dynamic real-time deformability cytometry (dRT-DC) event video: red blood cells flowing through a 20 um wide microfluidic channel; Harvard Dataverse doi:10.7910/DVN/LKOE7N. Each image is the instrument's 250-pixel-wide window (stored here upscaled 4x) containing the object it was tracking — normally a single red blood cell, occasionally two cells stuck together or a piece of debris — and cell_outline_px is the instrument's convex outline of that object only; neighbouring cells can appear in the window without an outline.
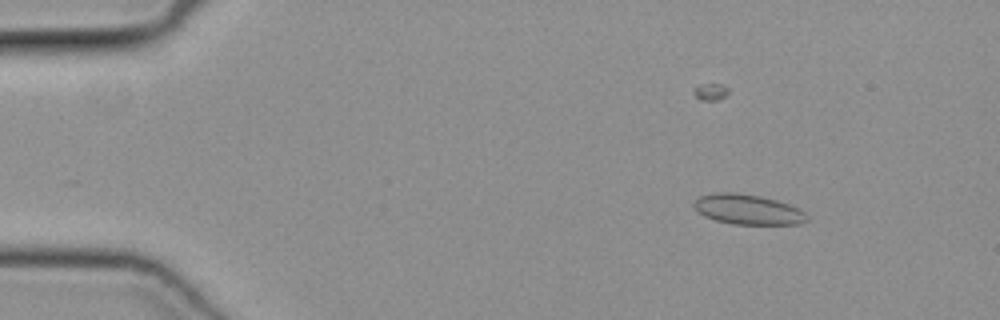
{"species": "common noctule bat (a hibernating species)", "species_latin": "Nyctalus noctula", "temperature_condition": "cold", "stored_images_in_passage": 32, "camera_frame_rate_fps": 3000, "um_per_image_px": 0.085, "animal": {"sex": "female", "body_mass_g": 19.3, "forearm_length_mm": 54.1}, "frame": {"image": 1, "passage_image": 2, "time_ms": 0.333, "image_size_px": [1000, 320], "cell_outline_px": [[808, 220], [800, 224], [732, 224], [716, 220], [704, 216], [692, 208], [692, 204], [700, 196], [716, 192], [736, 192], [760, 196], [776, 200], [800, 208], [808, 216]], "centroid_in_image_um": [63.55, 17.8], "position_along_channel_um": 21.4, "area_um2": 19.94}}
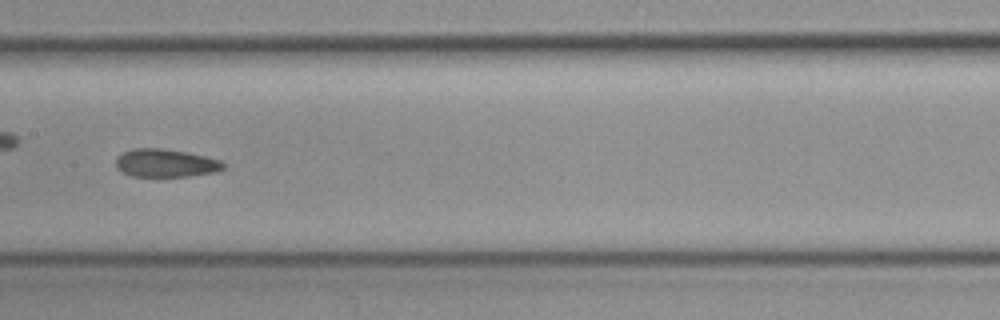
{"frame": {"image": 2, "passage_image": 21, "time_ms": 6.667, "image_size_px": [1000, 320], "cell_outline_px": [[224, 168], [216, 172], [188, 176], [132, 176], [116, 168], [116, 156], [132, 148], [160, 148], [188, 152], [220, 160], [224, 164]], "centroid_in_image_um": [14.06, 13.85], "position_along_channel_um": 193.3, "area_um2": 17.51}}
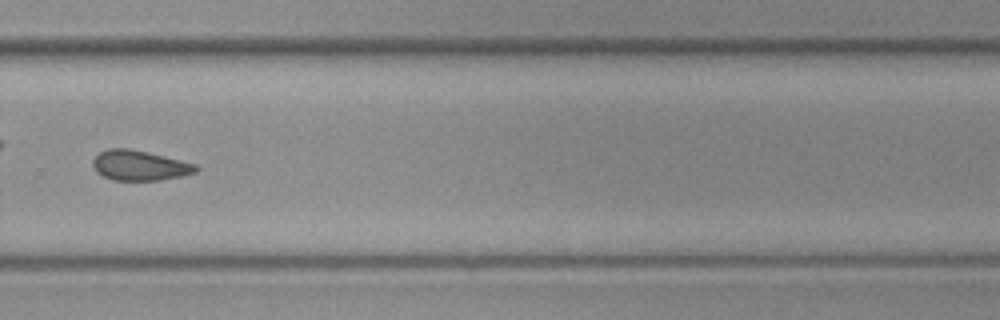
{"frame": {"image": 3, "passage_image": 30, "time_ms": 9.667, "image_size_px": [1000, 320], "cell_outline_px": [[200, 168], [196, 172], [180, 176], [160, 180], [112, 180], [96, 172], [92, 168], [92, 160], [100, 152], [108, 148], [128, 148], [164, 156], [196, 164]], "centroid_in_image_um": [11.84, 14.06], "position_along_channel_um": 318.0, "area_um2": 18.03}}